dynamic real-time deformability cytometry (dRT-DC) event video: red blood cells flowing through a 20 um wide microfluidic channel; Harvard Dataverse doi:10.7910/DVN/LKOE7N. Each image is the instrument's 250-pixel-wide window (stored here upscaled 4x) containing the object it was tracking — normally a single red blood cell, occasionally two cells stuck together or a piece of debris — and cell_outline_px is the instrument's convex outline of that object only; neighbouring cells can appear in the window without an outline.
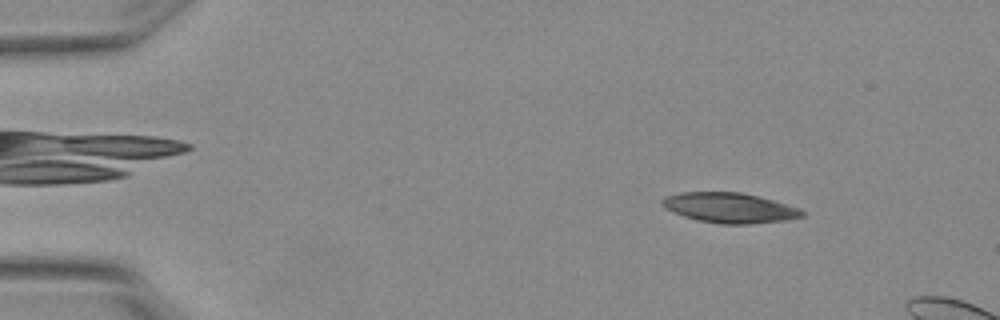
{"species": "Egyptian fruit bat (a non-hibernating species)", "species_latin": "Rousettus aegyptiacus", "temperature_condition": "warm", "stored_images_in_passage": 3, "camera_frame_rate_fps": 3000, "um_per_image_px": 0.085, "animal": {"sex": "female"}, "frame": {"image": 1, "passage_image": 1, "time_ms": 0.0, "image_size_px": [1000, 320], "cell_outline_px": [[804, 216], [788, 220], [748, 224], [724, 224], [696, 220], [684, 216], [664, 208], [660, 204], [660, 200], [668, 196], [680, 192], [740, 192], [772, 200], [800, 208], [804, 212]], "centroid_in_image_um": [62.0, 17.67], "position_along_channel_um": 23.0, "area_um2": 24.45}}